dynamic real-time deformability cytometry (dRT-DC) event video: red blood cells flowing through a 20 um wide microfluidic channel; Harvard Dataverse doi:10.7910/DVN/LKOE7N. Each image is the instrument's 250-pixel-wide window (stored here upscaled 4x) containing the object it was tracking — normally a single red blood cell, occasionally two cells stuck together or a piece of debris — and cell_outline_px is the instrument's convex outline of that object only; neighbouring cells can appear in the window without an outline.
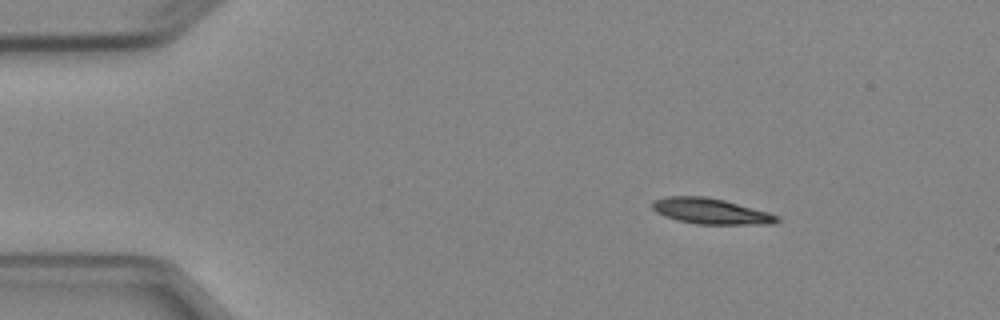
{"species": "Egyptian fruit bat (a non-hibernating species)", "species_latin": "Rousettus aegyptiacus", "temperature_condition": "cold", "stored_images_in_passage": 3, "camera_frame_rate_fps": 3000, "um_per_image_px": 0.085, "animal": {"sex": "female"}, "frame": {"image": 1, "passage_image": 1, "time_ms": 0.0, "image_size_px": [1000, 320], "cell_outline_px": [[780, 220], [772, 224], [696, 224], [676, 220], [664, 216], [656, 212], [652, 208], [652, 200], [668, 196], [704, 196], [724, 200], [768, 212], [780, 216]], "centroid_in_image_um": [60.39, 17.95], "position_along_channel_um": 24.6, "area_um2": 18.73}}